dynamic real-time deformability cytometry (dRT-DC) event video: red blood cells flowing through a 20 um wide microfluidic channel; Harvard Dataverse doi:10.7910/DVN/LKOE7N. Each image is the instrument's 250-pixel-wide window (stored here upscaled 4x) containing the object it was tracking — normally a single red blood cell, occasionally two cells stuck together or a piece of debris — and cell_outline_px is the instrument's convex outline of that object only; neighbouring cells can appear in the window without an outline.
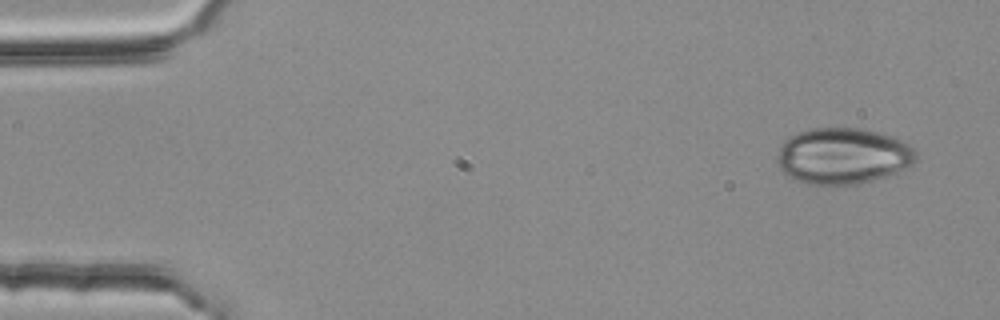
{"species": "common noctule bat (a hibernating species)", "species_latin": "Nyctalus noctula", "temperature_condition": "room temperature", "stored_images_in_passage": 3, "camera_frame_rate_fps": 3000, "um_per_image_px": 0.085, "animal": {"sex": "female", "body_mass_g": 25.1}, "frame": {"image": 1, "passage_image": 1, "time_ms": 0.0, "image_size_px": [1000, 320], "cell_outline_px": [[920, 156], [912, 164], [896, 172], [872, 180], [840, 188], [816, 188], [804, 184], [788, 176], [780, 168], [776, 160], [776, 156], [780, 144], [788, 136], [812, 128], [864, 128], [900, 140], [916, 148]], "centroid_in_image_um": [71.6, 13.31], "position_along_channel_um": 13.4, "area_um2": 46.64}}